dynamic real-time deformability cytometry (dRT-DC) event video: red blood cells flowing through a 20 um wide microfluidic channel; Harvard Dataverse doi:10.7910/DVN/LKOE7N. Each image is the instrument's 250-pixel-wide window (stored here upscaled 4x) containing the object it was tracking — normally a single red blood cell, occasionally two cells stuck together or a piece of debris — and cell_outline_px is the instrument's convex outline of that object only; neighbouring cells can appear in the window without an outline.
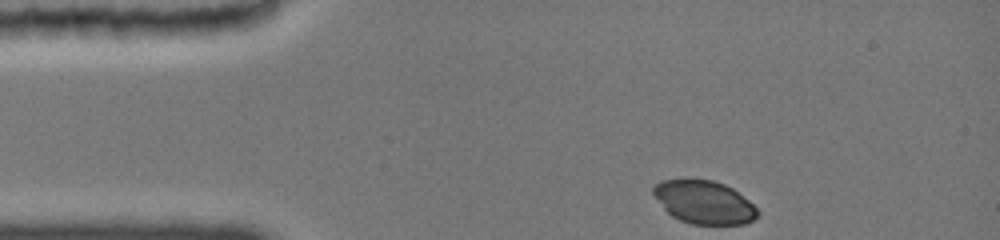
{"species": "common noctule bat (a hibernating species)", "species_latin": "Nyctalus noctula", "temperature_condition": "cold", "stored_images_in_passage": 31, "camera_frame_rate_fps": 3000, "um_per_image_px": 0.085, "animal": {"sex": "female", "body_mass_g": 19.0, "forearm_length_mm": 51.5}, "frame": {"image": 1, "passage_image": 1, "time_ms": 0.0, "image_size_px": [1000, 240], "cell_outline_px": [[760, 212], [752, 220], [744, 224], [692, 224], [680, 220], [672, 216], [664, 208], [652, 192], [652, 188], [656, 184], [664, 180], [684, 176], [712, 180], [724, 184], [732, 188], [748, 200]], "centroid_in_image_um": [59.81, 17.14], "position_along_channel_um": 25.2, "area_um2": 26.47}}
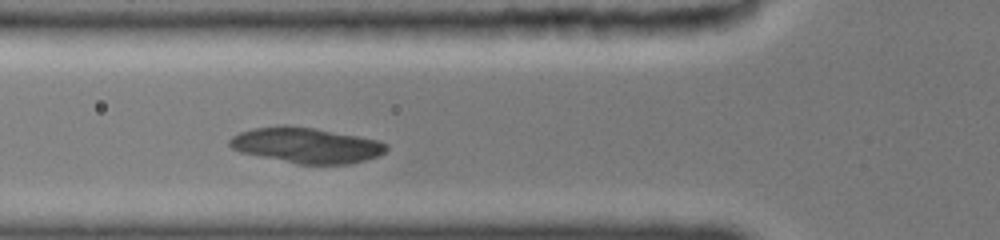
{"frame": {"image": 2, "passage_image": 18, "time_ms": 3.333, "image_size_px": [1000, 240], "cell_outline_px": [[388, 148], [380, 156], [348, 164], [296, 164], [240, 152], [232, 148], [228, 144], [228, 140], [232, 136], [240, 132], [256, 128], [312, 128], [356, 136], [376, 140], [384, 144]], "centroid_in_image_um": [26.03, 12.4], "position_along_channel_um": 99.8, "area_um2": 31.33}}